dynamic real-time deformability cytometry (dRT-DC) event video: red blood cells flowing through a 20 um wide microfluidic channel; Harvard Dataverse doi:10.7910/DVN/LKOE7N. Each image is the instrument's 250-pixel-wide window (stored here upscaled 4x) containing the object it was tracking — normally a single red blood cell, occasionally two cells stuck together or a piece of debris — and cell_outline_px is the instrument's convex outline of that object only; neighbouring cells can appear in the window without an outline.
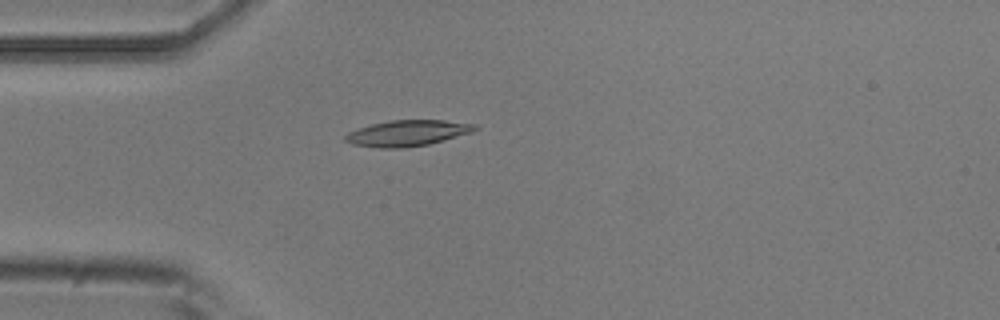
{"species": "common noctule bat (a hibernating species)", "species_latin": "Nyctalus noctula", "temperature_condition": "room temperature", "stored_images_in_passage": 4, "camera_frame_rate_fps": 3000, "um_per_image_px": 0.085, "animal": {"sex": "male", "body_mass_g": 20.5, "forearm_length_mm": 52.5}, "frame": {"image": 1, "passage_image": 4, "time_ms": 3.333, "image_size_px": [1000, 320], "cell_outline_px": [[480, 128], [472, 132], [428, 144], [404, 148], [380, 148], [352, 144], [344, 140], [344, 136], [348, 132], [372, 124], [388, 120], [444, 120], [476, 124]], "centroid_in_image_um": [34.64, 11.31], "position_along_channel_um": 50.4, "area_um2": 19.54}}